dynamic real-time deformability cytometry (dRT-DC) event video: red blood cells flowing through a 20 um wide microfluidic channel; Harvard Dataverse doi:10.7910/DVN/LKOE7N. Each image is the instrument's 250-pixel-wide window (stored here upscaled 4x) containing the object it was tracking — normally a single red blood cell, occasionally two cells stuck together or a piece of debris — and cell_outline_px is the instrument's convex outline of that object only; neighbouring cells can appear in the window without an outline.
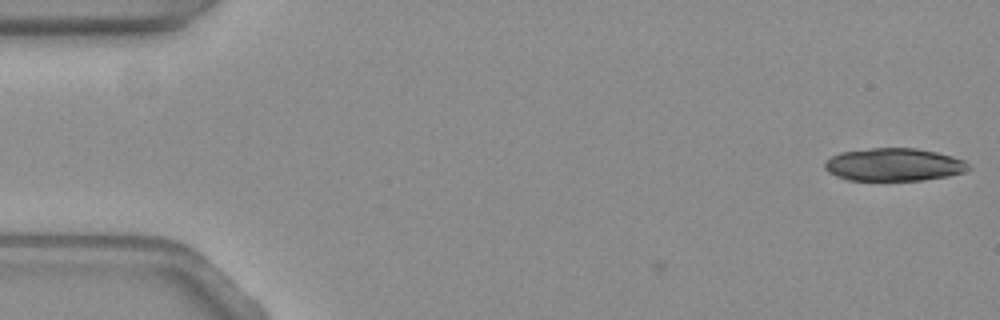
{"species": "common noctule bat (a hibernating species)", "species_latin": "Nyctalus noctula", "temperature_condition": "warm", "stored_images_in_passage": 35, "camera_frame_rate_fps": 3000, "um_per_image_px": 0.085, "animal": {"sex": "female", "body_mass_g": 19.3, "forearm_length_mm": 54.1}, "frame": {"image": 1, "passage_image": 1, "time_ms": 0.0, "image_size_px": [1000, 320], "cell_outline_px": [[972, 168], [964, 172], [948, 176], [924, 180], [848, 180], [836, 176], [828, 172], [824, 168], [824, 164], [832, 156], [840, 152], [872, 148], [916, 148], [936, 152], [952, 156], [964, 160]], "centroid_in_image_um": [75.99, 13.99], "position_along_channel_um": 9.0, "area_um2": 27.51}}
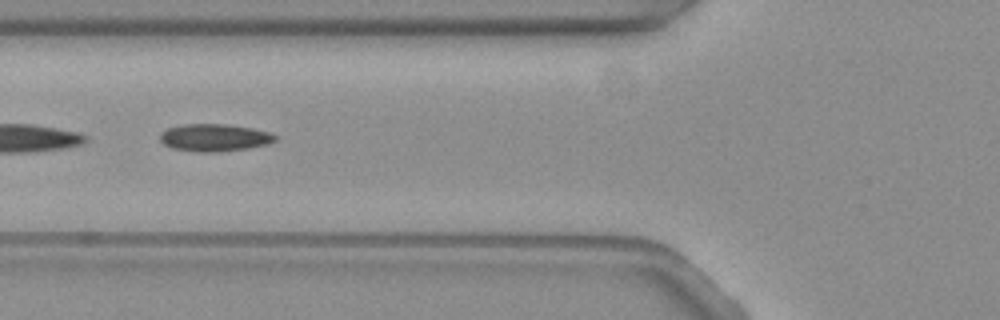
{"frame": {"image": 2, "passage_image": 21, "time_ms": 6.667, "image_size_px": [1000, 320], "cell_outline_px": [[276, 140], [268, 144], [248, 148], [216, 152], [196, 152], [172, 148], [164, 144], [160, 140], [160, 132], [168, 128], [180, 124], [224, 124], [252, 128], [268, 132], [276, 136]], "centroid_in_image_um": [18.19, 11.7], "position_along_channel_um": 107.6, "area_um2": 18.38}}